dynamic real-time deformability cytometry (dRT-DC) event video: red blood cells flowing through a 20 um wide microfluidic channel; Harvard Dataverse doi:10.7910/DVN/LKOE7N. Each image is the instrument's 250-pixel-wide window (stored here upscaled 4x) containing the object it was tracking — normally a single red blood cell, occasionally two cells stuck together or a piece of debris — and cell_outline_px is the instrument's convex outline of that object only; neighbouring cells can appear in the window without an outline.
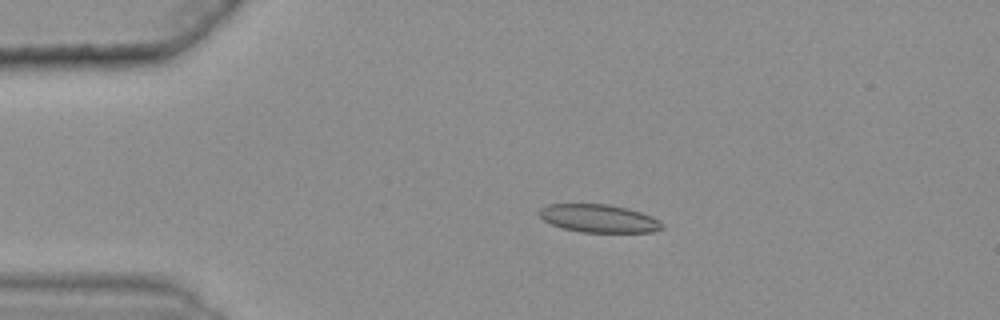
{"species": "common noctule bat (a hibernating species)", "species_latin": "Nyctalus noctula", "temperature_condition": "warm", "stored_images_in_passage": 47, "camera_frame_rate_fps": 3000, "um_per_image_px": 0.085, "animal": {"sex": "female", "body_mass_g": 25.1}, "frame": {"image": 1, "passage_image": 12, "time_ms": 3.667, "image_size_px": [1000, 320], "cell_outline_px": [[664, 228], [652, 232], [580, 232], [564, 228], [552, 224], [544, 220], [536, 212], [540, 208], [548, 204], [608, 204], [628, 208], [652, 216]], "centroid_in_image_um": [50.86, 18.56], "position_along_channel_um": 34.1, "area_um2": 19.94}}
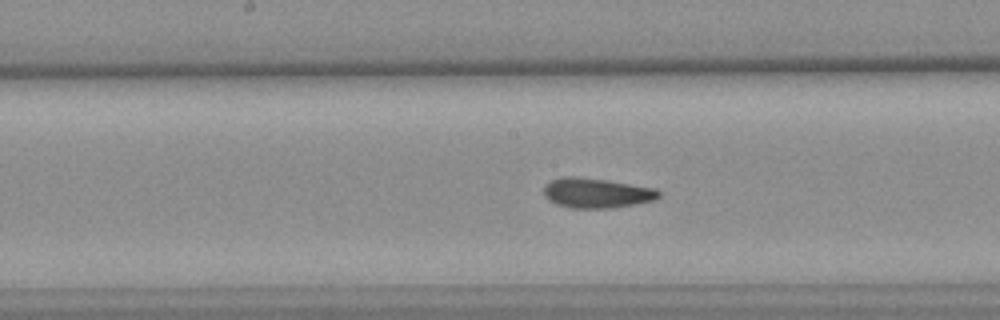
{"frame": {"image": 2, "passage_image": 29, "time_ms": 9.333, "image_size_px": [1000, 320], "cell_outline_px": [[660, 196], [656, 200], [636, 204], [612, 208], [572, 208], [556, 204], [548, 200], [544, 196], [544, 184], [560, 176], [576, 176], [608, 180], [656, 188], [660, 192]], "centroid_in_image_um": [50.7, 16.4], "position_along_channel_um": 197.5, "area_um2": 20.35}}
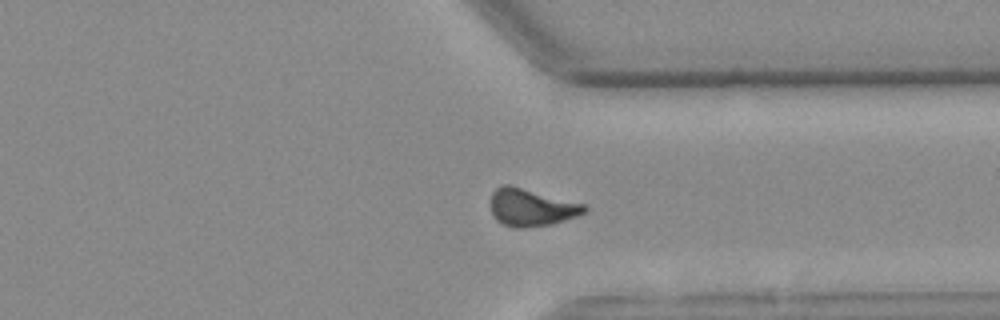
{"frame": {"image": 3, "passage_image": 43, "time_ms": 14.0, "image_size_px": [1000, 320], "cell_outline_px": [[588, 208], [584, 212], [576, 216], [564, 220], [548, 224], [524, 228], [512, 228], [496, 220], [492, 212], [492, 192], [496, 188], [504, 184], [508, 184], [584, 204]], "centroid_in_image_um": [45.14, 17.63], "position_along_channel_um": 366.3, "area_um2": 20.06}, "authors_computed_cell_mechanics": {"area_um2": 20.1722, "velocity_mm_per_s": 3.6165, "shape_relaxation_time_tau1_ms": null, "shape_relaxation_time_tau2_ms": 2.1399, "deformation_change_tau1": null, "deformation_change_tau2": 0.0771}}